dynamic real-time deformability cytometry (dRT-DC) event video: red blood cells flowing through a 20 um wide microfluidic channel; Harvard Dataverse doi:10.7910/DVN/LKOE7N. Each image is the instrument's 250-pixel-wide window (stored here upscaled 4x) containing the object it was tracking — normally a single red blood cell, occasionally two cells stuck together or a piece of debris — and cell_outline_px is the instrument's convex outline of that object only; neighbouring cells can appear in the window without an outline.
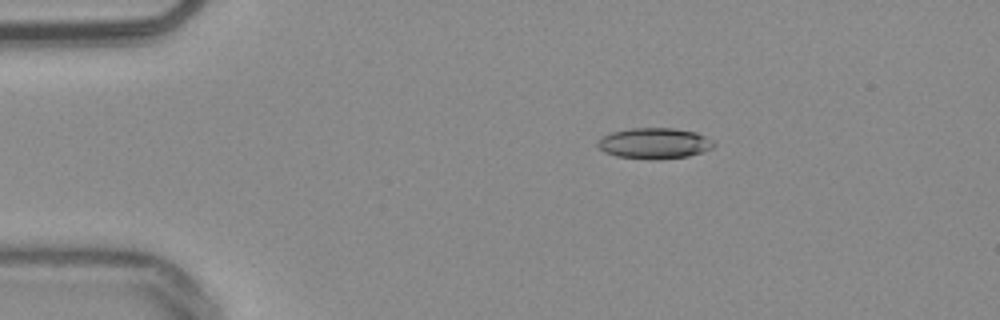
{"species": "common noctule bat (a hibernating species)", "species_latin": "Nyctalus noctula", "temperature_condition": "warm", "stored_images_in_passage": 44, "camera_frame_rate_fps": 3000, "um_per_image_px": 0.085, "animal": {"sex": "male", "body_mass_g": 20.4}, "frame": {"image": 1, "passage_image": 1, "time_ms": 0.0, "image_size_px": [1000, 320], "cell_outline_px": [[716, 144], [712, 148], [688, 156], [656, 160], [616, 156], [604, 152], [596, 144], [596, 140], [612, 132], [628, 128], [672, 128], [696, 132], [716, 140]], "centroid_in_image_um": [55.64, 12.18], "position_along_channel_um": 29.4, "area_um2": 21.04}}
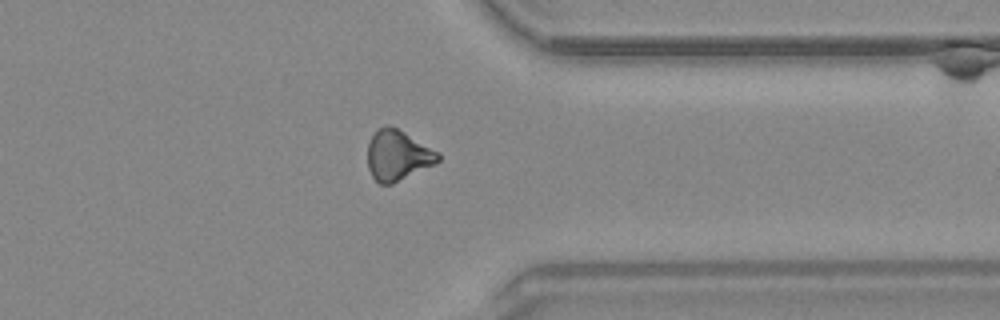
{"frame": {"image": 2, "passage_image": 33, "time_ms": 10.667, "image_size_px": [1000, 320], "cell_outline_px": [[440, 160], [436, 164], [392, 184], [380, 184], [372, 176], [368, 168], [368, 144], [376, 128], [388, 124], [404, 132], [440, 152]], "centroid_in_image_um": [33.81, 13.2], "position_along_channel_um": 377.6, "area_um2": 20.81}}
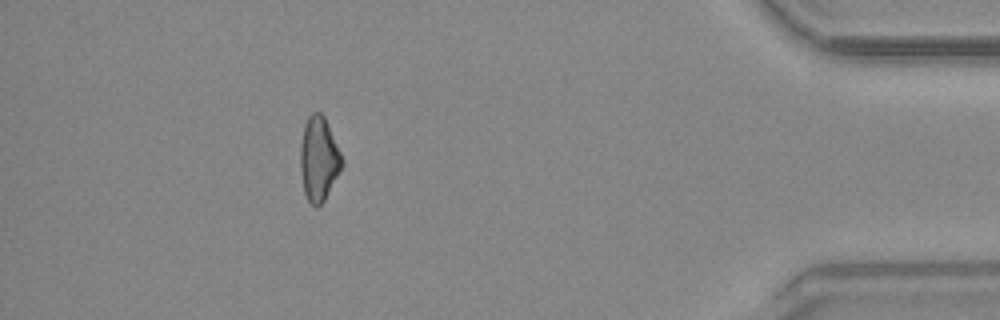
{"frame": {"image": 3, "passage_image": 39, "time_ms": 12.667, "image_size_px": [1000, 320], "cell_outline_px": [[344, 164], [324, 200], [316, 208], [308, 200], [304, 192], [300, 168], [300, 144], [304, 124], [308, 116], [312, 112], [320, 112], [324, 116], [344, 160]], "centroid_in_image_um": [27.09, 13.49], "position_along_channel_um": 408.1, "area_um2": 20.4}}